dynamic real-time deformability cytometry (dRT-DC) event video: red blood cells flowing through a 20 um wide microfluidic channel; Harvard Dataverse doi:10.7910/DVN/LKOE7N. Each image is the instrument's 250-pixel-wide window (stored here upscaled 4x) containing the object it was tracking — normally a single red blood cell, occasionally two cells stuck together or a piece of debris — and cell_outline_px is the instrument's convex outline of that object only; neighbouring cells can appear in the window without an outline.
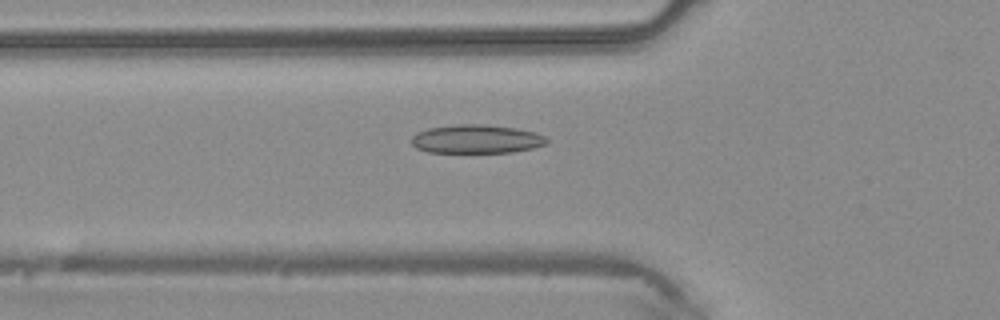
{"species": "common noctule bat (a hibernating species)", "species_latin": "Nyctalus noctula", "temperature_condition": "warm", "stored_images_in_passage": 37, "camera_frame_rate_fps": 3000, "um_per_image_px": 0.085, "animal": {"sex": "male", "body_mass_g": 20.4}, "frame": {"image": 1, "passage_image": 8, "time_ms": 2.333, "image_size_px": [1000, 320], "cell_outline_px": [[548, 144], [532, 148], [512, 152], [428, 152], [416, 148], [412, 144], [412, 136], [416, 132], [428, 128], [456, 124], [484, 124], [516, 128], [536, 132], [544, 136], [548, 140]], "centroid_in_image_um": [40.5, 11.81], "position_along_channel_um": 85.3, "area_um2": 22.66}}
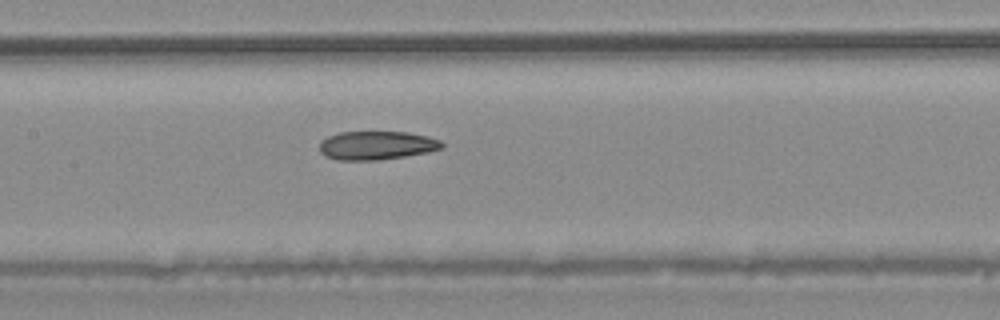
{"frame": {"image": 2, "passage_image": 14, "time_ms": 4.333, "image_size_px": [1000, 320], "cell_outline_px": [[444, 148], [428, 152], [404, 156], [376, 160], [336, 160], [324, 156], [320, 152], [320, 144], [328, 136], [340, 132], [408, 132], [428, 136], [440, 140], [444, 144]], "centroid_in_image_um": [32.03, 12.36], "position_along_channel_um": 175.4, "area_um2": 20.4}}
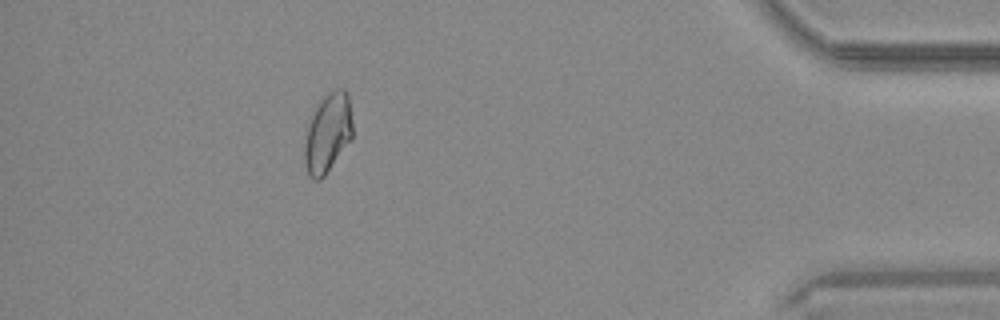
{"frame": {"image": 3, "passage_image": 33, "time_ms": 10.667, "image_size_px": [1000, 320], "cell_outline_px": [[352, 140], [324, 176], [320, 180], [312, 180], [308, 176], [304, 164], [304, 144], [308, 124], [320, 100], [328, 92], [336, 88], [344, 88], [348, 92], [352, 120]], "centroid_in_image_um": [27.87, 11.32], "position_along_channel_um": 407.3, "area_um2": 22.48}}